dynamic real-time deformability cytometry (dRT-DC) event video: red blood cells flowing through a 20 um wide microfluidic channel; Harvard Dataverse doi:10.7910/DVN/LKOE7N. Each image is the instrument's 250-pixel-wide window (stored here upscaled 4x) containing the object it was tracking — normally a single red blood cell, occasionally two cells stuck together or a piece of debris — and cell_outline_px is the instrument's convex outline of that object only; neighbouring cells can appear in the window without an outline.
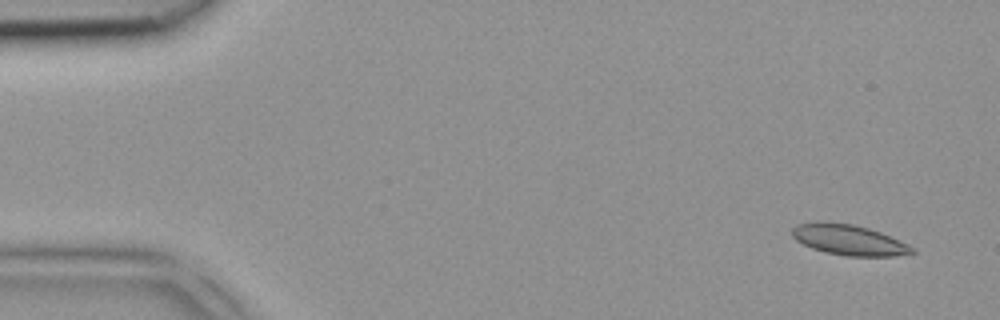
{"species": "common noctule bat (a hibernating species)", "species_latin": "Nyctalus noctula", "temperature_condition": "room temperature", "stored_images_in_passage": 3, "camera_frame_rate_fps": 3000, "um_per_image_px": 0.085, "animal": {"sex": "female", "body_mass_g": 18.4}, "frame": {"image": 1, "passage_image": 1, "time_ms": 0.0, "image_size_px": [1000, 320], "cell_outline_px": [[916, 252], [892, 256], [848, 256], [824, 252], [812, 248], [796, 240], [792, 236], [792, 228], [796, 224], [852, 224], [868, 228], [880, 232], [908, 244], [916, 248]], "centroid_in_image_um": [72.21, 20.43], "position_along_channel_um": 12.8, "area_um2": 20.63}}
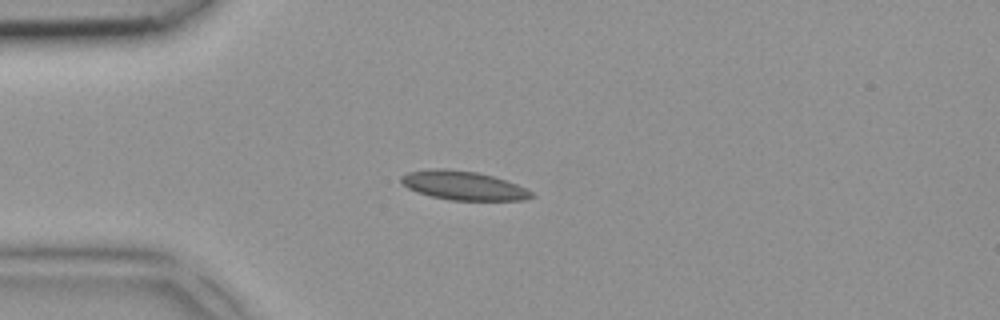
{"frame": {"image": 2, "passage_image": 3, "time_ms": 0.667, "image_size_px": [1000, 320], "cell_outline_px": [[536, 196], [524, 200], [448, 200], [416, 192], [400, 184], [400, 176], [408, 172], [436, 168], [444, 168], [476, 172], [492, 176], [516, 184], [532, 192]], "centroid_in_image_um": [39.34, 15.77], "position_along_channel_um": 45.7, "area_um2": 21.91}}